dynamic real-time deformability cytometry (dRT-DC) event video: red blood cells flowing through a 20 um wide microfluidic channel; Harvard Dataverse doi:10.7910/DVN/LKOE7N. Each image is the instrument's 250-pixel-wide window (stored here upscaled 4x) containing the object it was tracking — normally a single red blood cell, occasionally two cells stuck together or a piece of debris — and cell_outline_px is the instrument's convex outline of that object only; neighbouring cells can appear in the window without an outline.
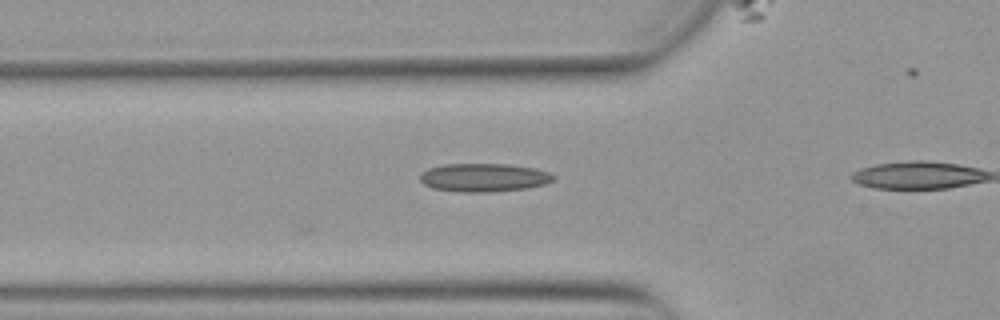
{"species": "Egyptian fruit bat (a non-hibernating species)", "species_latin": "Rousettus aegyptiacus", "temperature_condition": "warm", "stored_images_in_passage": 4, "camera_frame_rate_fps": 3000, "um_per_image_px": 0.085, "animal": {"sex": "female"}, "frame": {"image": 1, "passage_image": 2, "time_ms": 0.333, "image_size_px": [1000, 320], "cell_outline_px": [[556, 176], [552, 180], [544, 184], [528, 188], [488, 192], [456, 192], [432, 188], [424, 184], [420, 180], [420, 172], [428, 168], [444, 164], [508, 164], [536, 168], [548, 172]], "centroid_in_image_um": [41.1, 15.09], "position_along_channel_um": 84.7, "area_um2": 22.2}}